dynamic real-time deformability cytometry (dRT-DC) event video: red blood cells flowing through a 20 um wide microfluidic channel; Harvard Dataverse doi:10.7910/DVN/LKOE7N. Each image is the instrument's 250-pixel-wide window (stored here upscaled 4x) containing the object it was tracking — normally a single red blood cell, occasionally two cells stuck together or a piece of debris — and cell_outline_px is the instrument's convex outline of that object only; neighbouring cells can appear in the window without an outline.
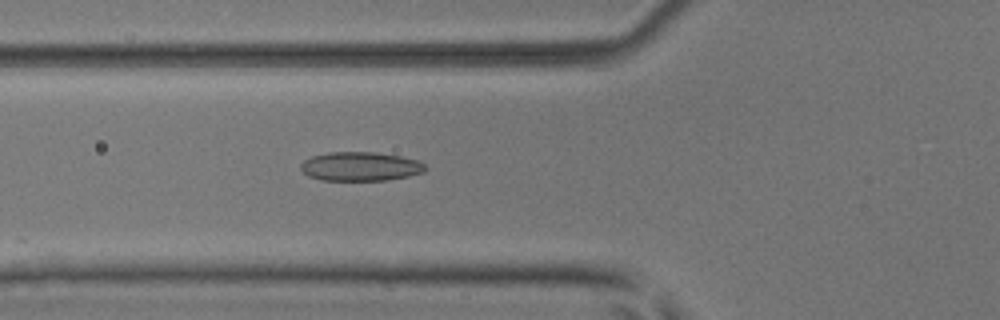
{"species": "common noctule bat (a hibernating species)", "species_latin": "Nyctalus noctula", "temperature_condition": "room temperature", "stored_images_in_passage": 38, "camera_frame_rate_fps": 3000, "um_per_image_px": 0.085, "animal": {"sex": "male", "body_mass_g": 17.9, "forearm_length_mm": 54.2}, "frame": {"image": 1, "passage_image": 19, "time_ms": 6.0, "image_size_px": [1000, 320], "cell_outline_px": [[428, 168], [424, 172], [408, 176], [388, 180], [320, 180], [308, 176], [300, 168], [300, 164], [304, 160], [312, 156], [328, 152], [376, 152], [400, 156], [420, 160]], "centroid_in_image_um": [30.65, 14.14], "position_along_channel_um": 95.2, "area_um2": 21.21}}
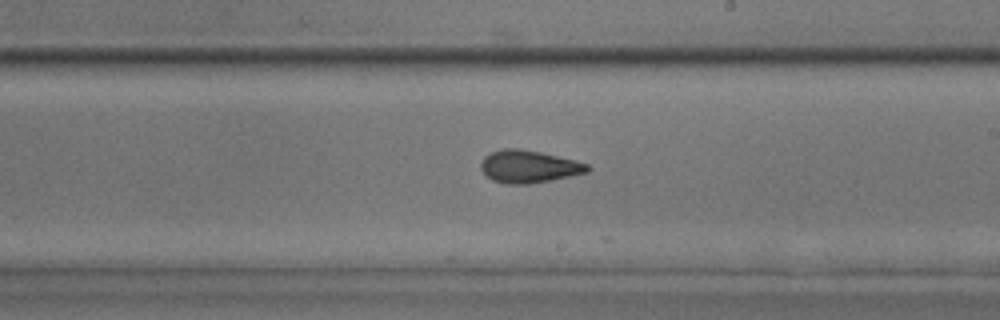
{"frame": {"image": 2, "passage_image": 30, "time_ms": 9.667, "image_size_px": [1000, 320], "cell_outline_px": [[592, 168], [588, 172], [528, 184], [504, 184], [492, 180], [480, 168], [480, 164], [484, 156], [492, 152], [504, 148], [520, 148], [540, 152], [576, 160], [588, 164]], "centroid_in_image_um": [44.94, 14.15], "position_along_channel_um": 244.1, "area_um2": 20.11}}
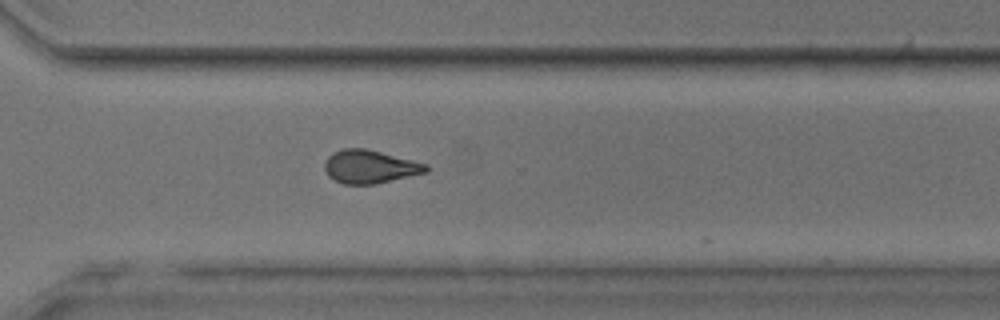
{"frame": {"image": 3, "passage_image": 37, "time_ms": 12.0, "image_size_px": [1000, 320], "cell_outline_px": [[428, 172], [376, 184], [344, 184], [328, 176], [324, 168], [324, 164], [328, 156], [332, 152], [344, 148], [368, 148], [428, 164]], "centroid_in_image_um": [31.45, 14.16], "position_along_channel_um": 339.2, "area_um2": 19.83}}